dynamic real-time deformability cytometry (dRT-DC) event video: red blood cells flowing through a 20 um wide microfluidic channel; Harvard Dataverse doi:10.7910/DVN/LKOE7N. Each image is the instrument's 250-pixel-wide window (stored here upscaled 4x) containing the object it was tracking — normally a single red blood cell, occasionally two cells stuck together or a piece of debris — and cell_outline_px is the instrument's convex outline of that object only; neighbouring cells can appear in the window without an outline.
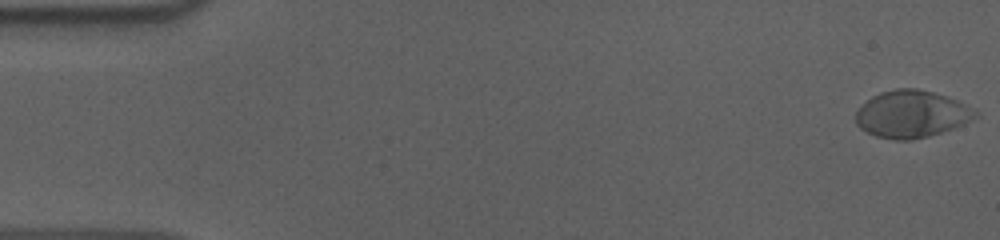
{"species": "human", "species_latin": "Homo sapiens", "temperature_condition": "cold", "stored_images_in_passage": 56, "camera_frame_rate_fps": 3000, "um_per_image_px": 0.085, "donor": {"sex": "male"}, "frame": {"image": 1, "passage_image": 1, "time_ms": 0.0, "image_size_px": [1000, 240], "cell_outline_px": [[980, 116], [964, 124], [928, 136], [908, 140], [896, 140], [876, 136], [860, 128], [856, 124], [856, 112], [872, 96], [880, 92], [896, 88], [916, 88], [932, 92], [956, 100], [964, 104], [976, 112]], "centroid_in_image_um": [77.47, 9.7], "position_along_channel_um": 7.5, "area_um2": 32.43}}
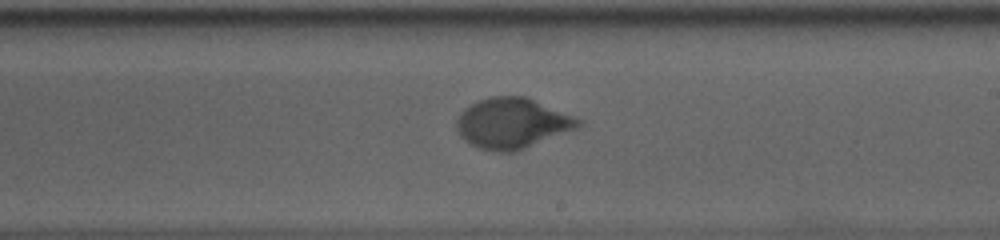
{"frame": {"image": 2, "passage_image": 33, "time_ms": 10.667, "image_size_px": [1000, 240], "cell_outline_px": [[584, 124], [580, 128], [516, 152], [500, 152], [480, 148], [464, 140], [460, 136], [456, 128], [456, 116], [464, 108], [480, 100], [492, 96], [528, 96], [576, 116], [584, 120]], "centroid_in_image_um": [43.61, 10.47], "position_along_channel_um": 245.4, "area_um2": 36.53}}
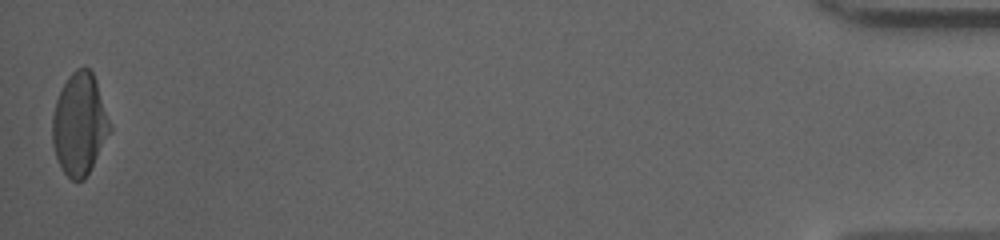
{"frame": {"image": 3, "passage_image": 56, "time_ms": 18.333, "image_size_px": [1000, 240], "cell_outline_px": [[112, 128], [84, 180], [72, 180], [64, 172], [56, 156], [52, 144], [52, 116], [56, 100], [68, 76], [76, 68], [88, 68], [92, 72], [96, 80]], "centroid_in_image_um": [6.74, 10.54], "position_along_channel_um": 428.5, "area_um2": 33.7}, "authors_computed_cell_mechanics": {"area_um2": 33.7552, "velocity_mm_per_s": 3.6231, "shape_relaxation_time_tau1_ms": 4.5941, "shape_relaxation_time_tau2_ms": null, "deformation_change_tau1": 0.1947, "deformation_change_tau2": null}}